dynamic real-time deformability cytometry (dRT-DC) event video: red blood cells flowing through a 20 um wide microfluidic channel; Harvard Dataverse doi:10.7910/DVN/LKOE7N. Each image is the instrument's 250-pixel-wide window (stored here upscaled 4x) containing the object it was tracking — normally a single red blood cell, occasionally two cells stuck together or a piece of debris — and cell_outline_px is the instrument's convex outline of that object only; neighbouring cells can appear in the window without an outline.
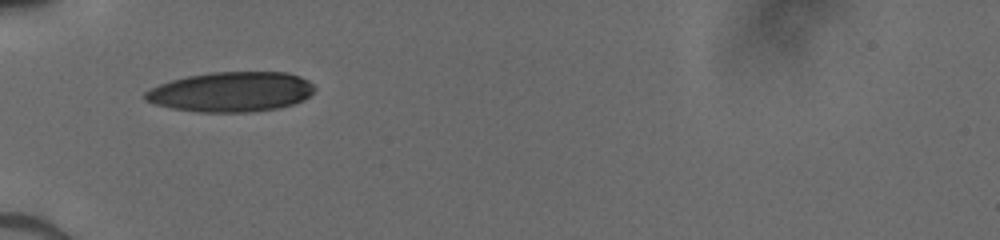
{"species": "human", "species_latin": "Homo sapiens", "temperature_condition": "cold", "stored_images_in_passage": 33, "camera_frame_rate_fps": 3000, "um_per_image_px": 0.085, "donor": {"sex": "male"}, "frame": {"image": 1, "passage_image": 1, "time_ms": 0.0, "image_size_px": [1000, 240], "cell_outline_px": [[316, 88], [304, 100], [280, 108], [252, 112], [200, 112], [172, 108], [156, 104], [144, 100], [144, 92], [160, 84], [172, 80], [188, 76], [212, 72], [284, 72], [300, 76], [308, 80]], "centroid_in_image_um": [19.67, 7.81], "position_along_channel_um": 65.3, "area_um2": 39.36}}
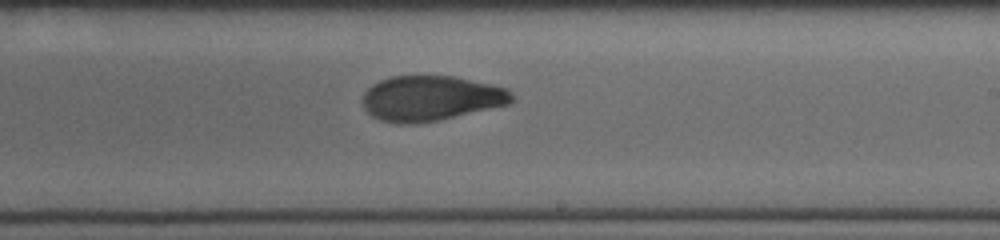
{"frame": {"image": 2, "passage_image": 15, "time_ms": 4.667, "image_size_px": [1000, 240], "cell_outline_px": [[512, 100], [508, 104], [436, 120], [412, 124], [396, 124], [380, 120], [372, 116], [364, 108], [364, 92], [372, 84], [380, 80], [392, 76], [456, 76], [492, 84], [508, 88], [512, 92]], "centroid_in_image_um": [36.6, 8.34], "position_along_channel_um": 252.4, "area_um2": 39.02}}
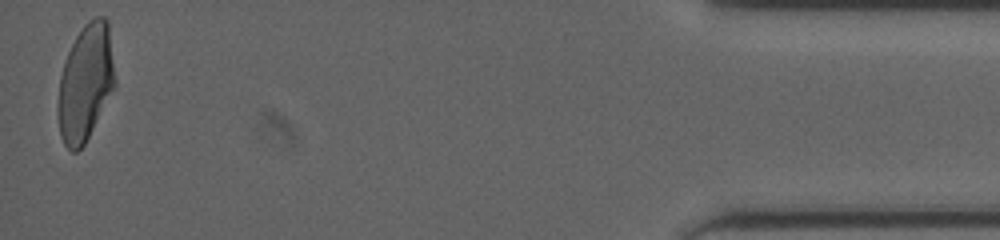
{"frame": {"image": 3, "passage_image": 33, "time_ms": 10.667, "image_size_px": [1000, 240], "cell_outline_px": [[116, 88], [84, 144], [76, 152], [72, 152], [64, 144], [60, 136], [56, 112], [56, 108], [60, 76], [68, 52], [76, 36], [84, 24], [88, 20], [96, 16], [104, 16], [108, 20], [116, 80]], "centroid_in_image_um": [7.27, 7.04], "position_along_channel_um": 427.9, "area_um2": 39.3}}